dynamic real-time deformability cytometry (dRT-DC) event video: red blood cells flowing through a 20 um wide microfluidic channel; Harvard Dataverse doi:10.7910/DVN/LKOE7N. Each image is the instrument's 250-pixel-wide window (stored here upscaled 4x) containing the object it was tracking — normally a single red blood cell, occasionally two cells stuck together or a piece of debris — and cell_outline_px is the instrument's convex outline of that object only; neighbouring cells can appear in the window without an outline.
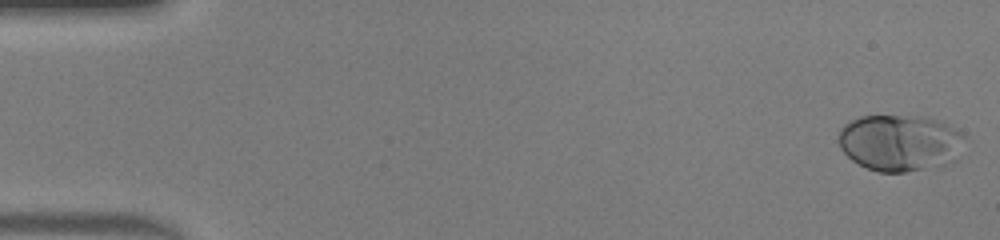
{"species": "human", "species_latin": "Homo sapiens", "temperature_condition": "warm", "stored_images_in_passage": 47, "camera_frame_rate_fps": 3000, "um_per_image_px": 0.085, "donor": {"sex": "male"}, "frame": {"image": 1, "passage_image": 1, "time_ms": 0.0, "image_size_px": [1000, 240], "cell_outline_px": [[964, 136], [952, 160], [944, 164], [904, 172], [880, 172], [868, 168], [852, 160], [840, 148], [840, 128], [844, 124], [860, 116], [920, 116], [936, 120], [960, 132]], "centroid_in_image_um": [76.41, 12.12], "position_along_channel_um": 8.6, "area_um2": 40.46}}
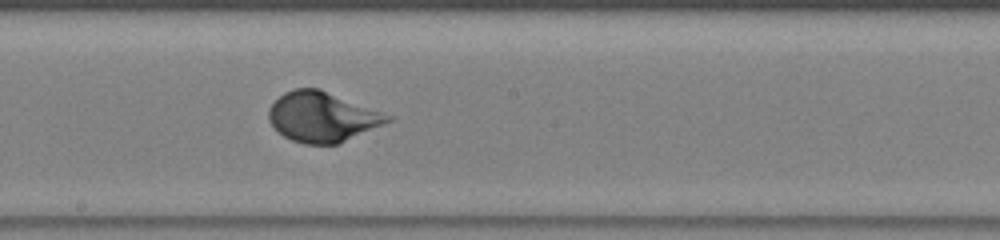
{"frame": {"image": 2, "passage_image": 26, "time_ms": 8.333, "image_size_px": [1000, 240], "cell_outline_px": [[396, 116], [392, 120], [384, 124], [336, 144], [304, 144], [292, 140], [284, 136], [268, 120], [268, 108], [284, 92], [296, 88], [320, 88]], "centroid_in_image_um": [27.42, 9.91], "position_along_channel_um": 220.8, "area_um2": 34.68}}
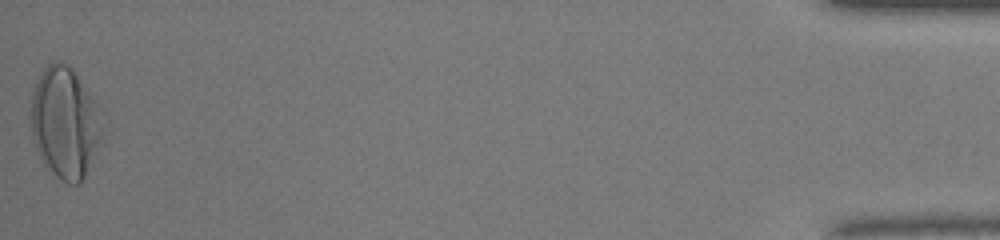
{"frame": {"image": 3, "passage_image": 47, "time_ms": 15.333, "image_size_px": [1000, 240], "cell_outline_px": [[100, 136], [84, 176], [80, 184], [68, 184], [60, 180], [56, 176], [40, 156], [32, 140], [32, 92], [40, 72], [52, 60], [56, 60], [68, 64], [72, 68], [96, 104], [100, 128]], "centroid_in_image_um": [5.45, 10.39], "position_along_channel_um": 429.7, "area_um2": 44.85}}